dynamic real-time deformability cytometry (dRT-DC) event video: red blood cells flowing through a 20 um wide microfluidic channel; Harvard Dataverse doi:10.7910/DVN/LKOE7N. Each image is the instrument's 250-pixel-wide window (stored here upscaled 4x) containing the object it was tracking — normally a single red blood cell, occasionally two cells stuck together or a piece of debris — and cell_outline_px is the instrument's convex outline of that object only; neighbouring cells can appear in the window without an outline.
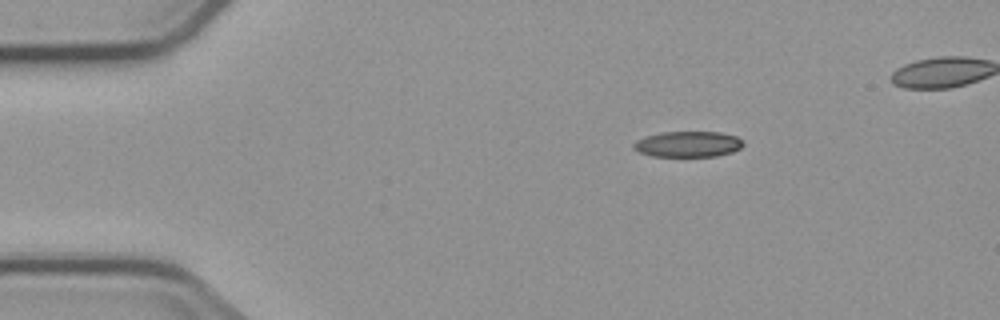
{"species": "common noctule bat (a hibernating species)", "species_latin": "Nyctalus noctula", "temperature_condition": "cold", "stored_images_in_passage": 3, "camera_frame_rate_fps": 3000, "um_per_image_px": 0.085, "animal": {"sex": "male", "body_mass_g": 23.1, "forearm_length_mm": 52.7}, "frame": {"image": 1, "passage_image": 3, "time_ms": 2.667, "image_size_px": [1000, 320], "cell_outline_px": [[744, 144], [740, 148], [732, 152], [716, 156], [652, 156], [640, 152], [632, 148], [632, 144], [636, 140], [648, 136], [664, 132], [720, 132], [736, 136], [744, 140]], "centroid_in_image_um": [58.5, 12.25], "position_along_channel_um": 26.5, "area_um2": 16.42}}